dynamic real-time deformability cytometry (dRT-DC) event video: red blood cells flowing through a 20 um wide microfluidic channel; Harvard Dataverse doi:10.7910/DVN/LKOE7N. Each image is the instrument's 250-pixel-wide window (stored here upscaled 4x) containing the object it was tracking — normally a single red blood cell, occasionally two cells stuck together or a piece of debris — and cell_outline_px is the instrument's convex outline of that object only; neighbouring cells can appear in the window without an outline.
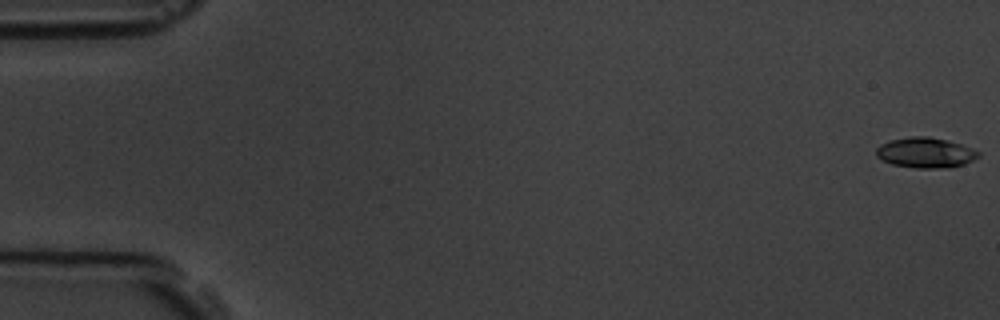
{"species": "common noctule bat (a hibernating species)", "species_latin": "Nyctalus noctula", "temperature_condition": "room temperature", "stored_images_in_passage": 5, "camera_frame_rate_fps": 3000, "um_per_image_px": 0.085, "animal": {"sex": "male", "body_mass_g": 19.5, "forearm_length_mm": 54.6}, "frame": {"image": 1, "passage_image": 1, "time_ms": 0.0, "image_size_px": [1000, 320], "cell_outline_px": [[980, 156], [964, 164], [952, 168], [916, 168], [892, 164], [876, 156], [876, 148], [880, 144], [892, 140], [908, 136], [928, 136], [948, 140], [972, 148], [980, 152]], "centroid_in_image_um": [78.68, 12.97], "position_along_channel_um": 6.3, "area_um2": 18.15}}
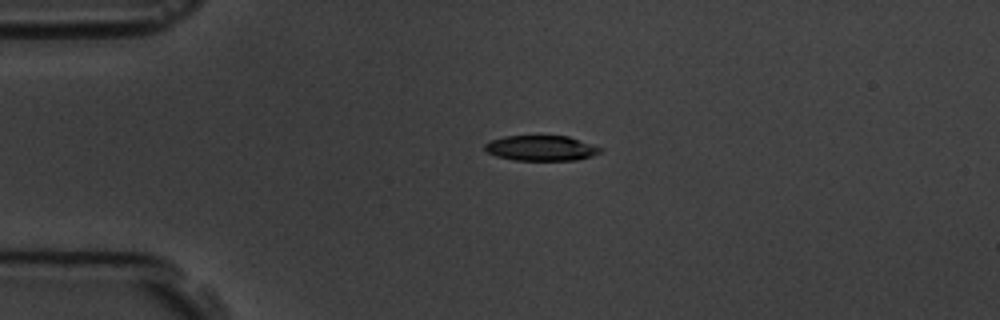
{"frame": {"image": 2, "passage_image": 4, "time_ms": 4.333, "image_size_px": [1000, 320], "cell_outline_px": [[604, 148], [600, 152], [592, 156], [576, 160], [516, 160], [496, 156], [488, 152], [484, 148], [484, 144], [492, 140], [504, 136], [568, 136]], "centroid_in_image_um": [46.01, 12.59], "position_along_channel_um": 39.0, "area_um2": 16.94}}